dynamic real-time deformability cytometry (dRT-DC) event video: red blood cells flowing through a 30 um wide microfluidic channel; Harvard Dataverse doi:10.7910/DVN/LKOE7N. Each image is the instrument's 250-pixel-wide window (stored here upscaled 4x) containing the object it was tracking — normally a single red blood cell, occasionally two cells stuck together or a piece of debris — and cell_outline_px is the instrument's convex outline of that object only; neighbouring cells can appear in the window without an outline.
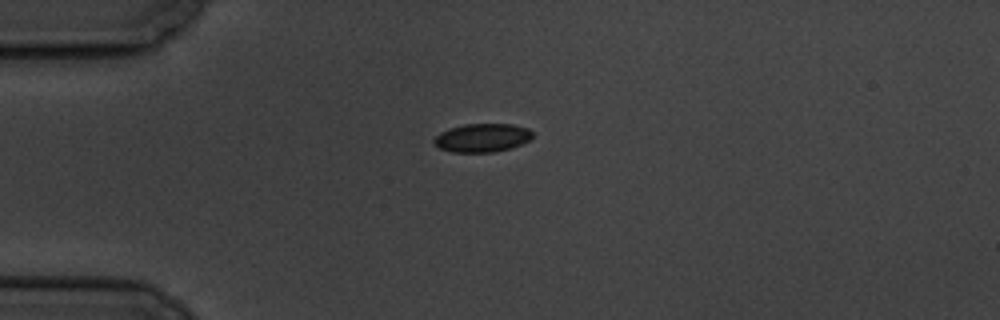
{"species": "common noctule bat (a hibernating species)", "species_latin": "Nyctalus noctula", "temperature_condition": "cold", "stored_images_in_passage": 1, "camera_frame_rate_fps": 3000, "um_per_image_px": 0.085, "animal": {"sex": "male", "body_mass_g": 19.5, "forearm_length_mm": 54.6}, "frame": {"image": 1, "passage_image": 1, "time_ms": 0.0, "image_size_px": [1000, 320], "cell_outline_px": [[532, 136], [528, 140], [512, 148], [492, 152], [452, 152], [440, 148], [432, 140], [440, 132], [448, 128], [464, 124], [512, 124], [528, 128], [532, 132]], "centroid_in_image_um": [40.97, 11.7], "position_along_channel_um": 44.0, "area_um2": 16.3}}